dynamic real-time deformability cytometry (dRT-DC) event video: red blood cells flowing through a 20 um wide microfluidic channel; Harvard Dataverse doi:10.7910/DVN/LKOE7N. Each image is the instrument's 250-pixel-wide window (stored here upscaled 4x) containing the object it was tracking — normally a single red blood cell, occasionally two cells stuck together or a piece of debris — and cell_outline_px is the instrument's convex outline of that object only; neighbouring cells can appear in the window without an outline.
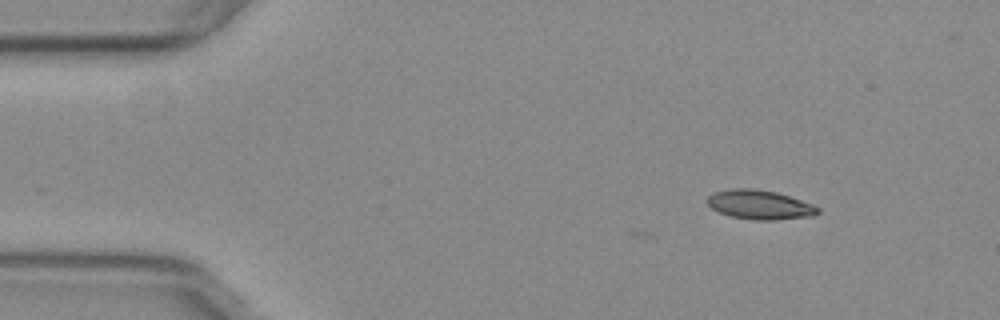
{"species": "common noctule bat (a hibernating species)", "species_latin": "Nyctalus noctula", "temperature_condition": "warm", "stored_images_in_passage": 4, "camera_frame_rate_fps": 3000, "um_per_image_px": 0.085, "animal": {"sex": "female", "body_mass_g": 29.2, "forearm_length_mm": 56.3}, "frame": {"image": 1, "passage_image": 1, "time_ms": 0.0, "image_size_px": [1000, 320], "cell_outline_px": [[820, 212], [812, 216], [776, 220], [752, 220], [728, 216], [712, 208], [704, 200], [708, 196], [716, 192], [732, 188], [752, 188], [776, 192], [812, 204], [820, 208]], "centroid_in_image_um": [64.56, 17.41], "position_along_channel_um": 20.4, "area_um2": 18.9}}